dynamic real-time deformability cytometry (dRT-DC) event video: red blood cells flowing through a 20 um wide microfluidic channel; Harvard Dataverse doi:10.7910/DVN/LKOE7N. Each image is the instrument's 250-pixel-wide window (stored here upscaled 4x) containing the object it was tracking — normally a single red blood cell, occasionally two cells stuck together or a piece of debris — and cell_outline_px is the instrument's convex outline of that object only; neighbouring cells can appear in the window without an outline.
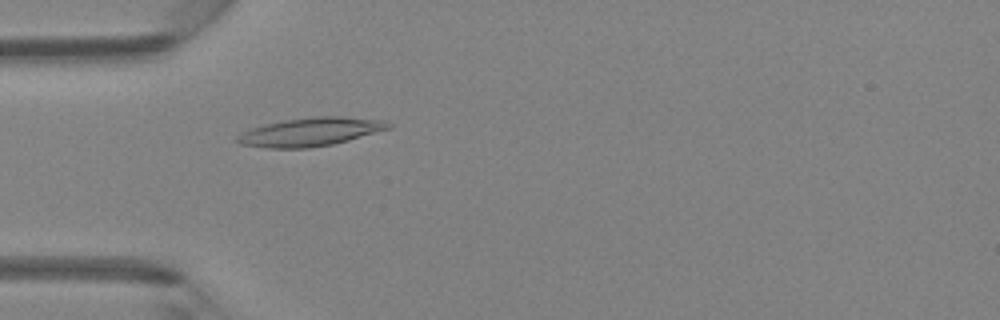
{"species": "Egyptian fruit bat (a non-hibernating species)", "species_latin": "Rousettus aegyptiacus", "temperature_condition": "room temperature", "stored_images_in_passage": 3, "camera_frame_rate_fps": 3000, "um_per_image_px": 0.085, "animal": {"sex": "female"}, "frame": {"image": 1, "passage_image": 3, "time_ms": 2.333, "image_size_px": [1000, 320], "cell_outline_px": [[392, 128], [348, 140], [332, 144], [308, 148], [268, 148], [240, 144], [236, 140], [236, 136], [252, 128], [268, 124], [288, 120], [316, 116], [340, 116], [380, 120], [392, 124]], "centroid_in_image_um": [26.41, 11.22], "position_along_channel_um": 58.6, "area_um2": 24.62}}